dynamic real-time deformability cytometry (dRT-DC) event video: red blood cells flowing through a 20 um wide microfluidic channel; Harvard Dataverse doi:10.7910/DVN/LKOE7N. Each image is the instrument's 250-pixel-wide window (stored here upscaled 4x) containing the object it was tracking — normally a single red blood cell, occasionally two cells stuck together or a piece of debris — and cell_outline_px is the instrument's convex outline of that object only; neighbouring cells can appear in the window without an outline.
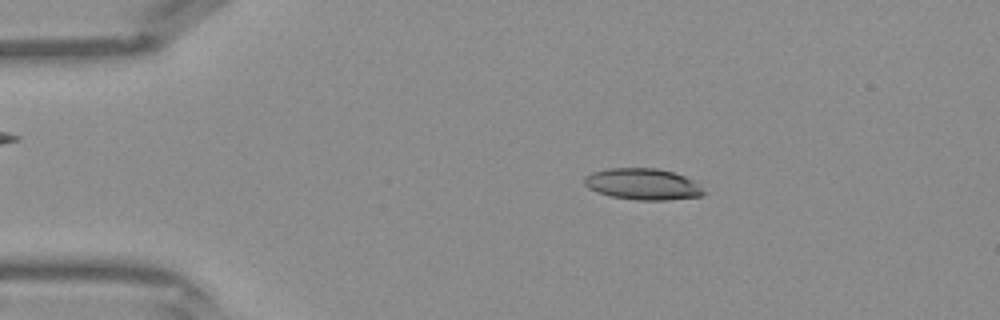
{"species": "Egyptian fruit bat (a non-hibernating species)", "species_latin": "Rousettus aegyptiacus", "temperature_condition": "warm", "stored_images_in_passage": 41, "camera_frame_rate_fps": 3000, "um_per_image_px": 0.085, "frame": {"image": 1, "passage_image": 7, "time_ms": 2.0, "image_size_px": [1000, 320], "cell_outline_px": [[704, 196], [668, 200], [636, 200], [612, 196], [596, 192], [588, 188], [584, 184], [584, 176], [592, 172], [608, 168], [656, 168], [672, 172], [684, 176], [692, 180], [704, 192]], "centroid_in_image_um": [54.59, 15.65], "position_along_channel_um": 30.4, "area_um2": 21.73}}
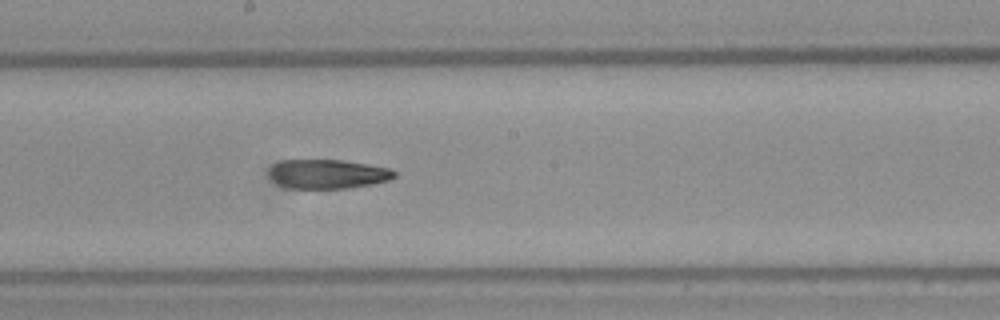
{"frame": {"image": 2, "passage_image": 22, "time_ms": 7.0, "image_size_px": [1000, 320], "cell_outline_px": [[396, 176], [388, 180], [372, 184], [348, 188], [288, 188], [276, 184], [268, 176], [268, 172], [272, 164], [280, 160], [344, 160], [392, 168], [396, 172]], "centroid_in_image_um": [27.82, 14.78], "position_along_channel_um": 220.4, "area_um2": 21.62}}
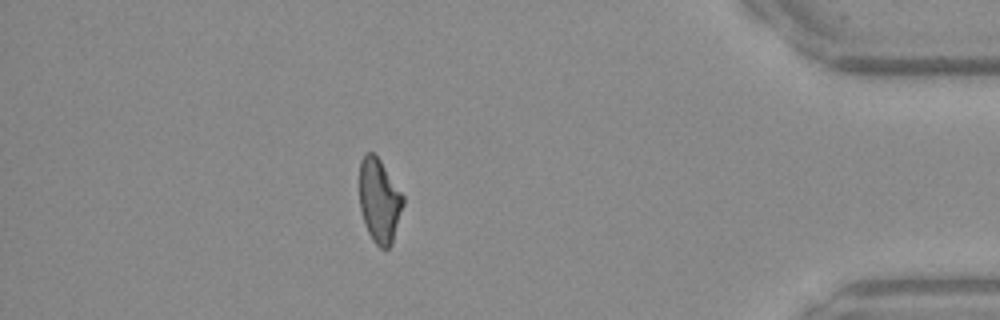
{"frame": {"image": 3, "passage_image": 36, "time_ms": 11.667, "image_size_px": [1000, 320], "cell_outline_px": [[404, 204], [392, 244], [388, 248], [380, 248], [372, 240], [364, 224], [360, 208], [360, 160], [364, 152], [372, 152], [380, 160], [404, 196]], "centroid_in_image_um": [32.24, 17.06], "position_along_channel_um": 403.0, "area_um2": 21.44}}